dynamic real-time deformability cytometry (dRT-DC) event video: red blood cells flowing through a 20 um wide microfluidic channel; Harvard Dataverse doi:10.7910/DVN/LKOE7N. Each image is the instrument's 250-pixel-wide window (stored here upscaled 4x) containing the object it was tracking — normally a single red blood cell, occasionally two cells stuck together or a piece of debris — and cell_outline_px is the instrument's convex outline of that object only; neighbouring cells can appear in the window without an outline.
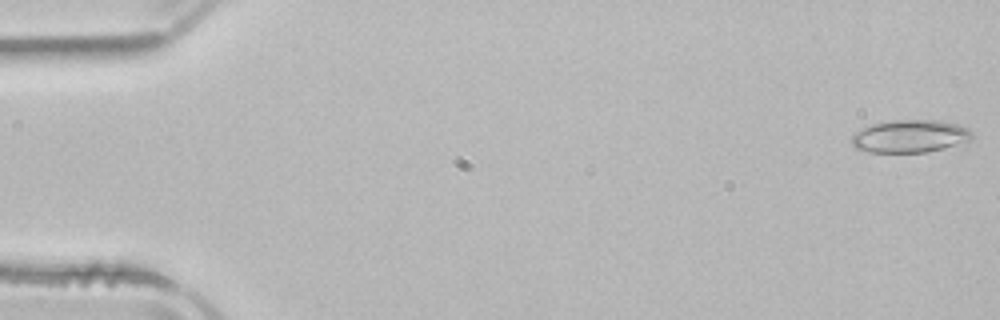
{"species": "common noctule bat (a hibernating species)", "species_latin": "Nyctalus noctula", "temperature_condition": "room temperature", "stored_images_in_passage": 52, "camera_frame_rate_fps": 3000, "um_per_image_px": 0.085, "animal": {"sex": "male", "body_mass_g": 21.5, "forearm_length_mm": 52.0}, "frame": {"image": 1, "passage_image": 1, "time_ms": 0.0, "image_size_px": [1000, 320], "cell_outline_px": [[972, 136], [968, 140], [944, 148], [928, 152], [868, 152], [856, 148], [852, 144], [852, 132], [872, 124], [896, 120], [940, 120], [956, 124], [968, 128], [972, 132]], "centroid_in_image_um": [77.31, 11.57], "position_along_channel_um": 7.7, "area_um2": 22.83}}
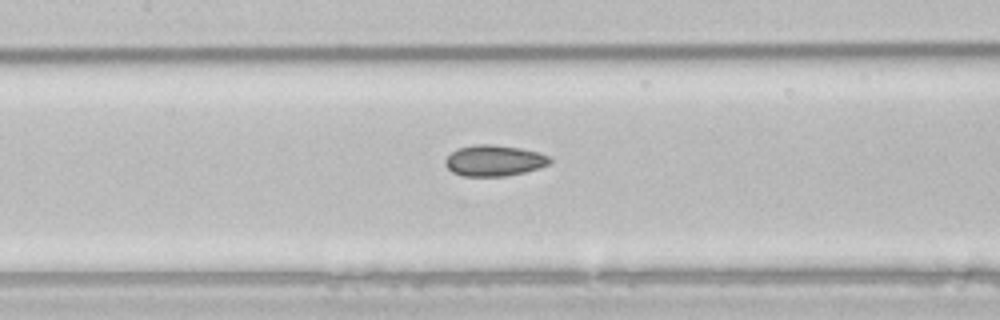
{"frame": {"image": 2, "passage_image": 24, "time_ms": 7.667, "image_size_px": [1000, 320], "cell_outline_px": [[552, 160], [548, 164], [524, 172], [504, 176], [464, 176], [452, 172], [444, 164], [444, 160], [456, 148], [472, 144], [492, 144], [520, 148], [536, 152], [548, 156]], "centroid_in_image_um": [41.94, 13.64], "position_along_channel_um": 165.5, "area_um2": 18.79}}
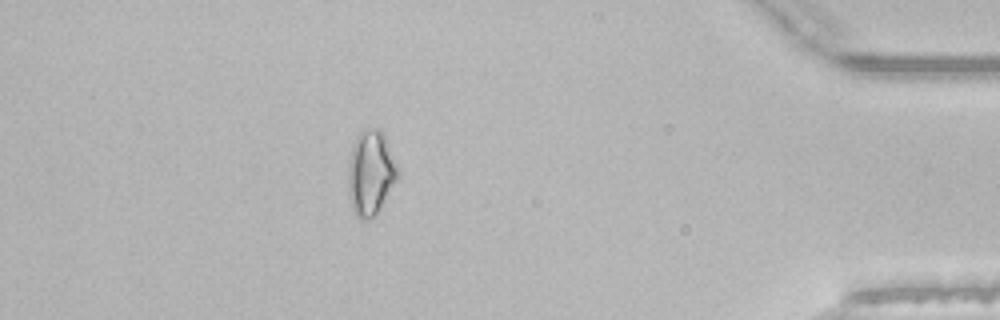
{"frame": {"image": 3, "passage_image": 46, "time_ms": 15.0, "image_size_px": [1000, 320], "cell_outline_px": [[400, 172], [396, 180], [380, 208], [372, 216], [364, 220], [356, 216], [352, 208], [348, 196], [348, 164], [352, 144], [356, 136], [364, 128], [380, 128], [384, 132]], "centroid_in_image_um": [31.49, 14.63], "position_along_channel_um": 403.7, "area_um2": 24.68}, "authors_computed_cell_mechanics": {"area_um2": 19.7676, "velocity_mm_per_s": 3.9018, "shape_relaxation_time_tau1_ms": null, "shape_relaxation_time_tau2_ms": 5.1477, "deformation_change_tau1": null, "deformation_change_tau2": 0.1159}}